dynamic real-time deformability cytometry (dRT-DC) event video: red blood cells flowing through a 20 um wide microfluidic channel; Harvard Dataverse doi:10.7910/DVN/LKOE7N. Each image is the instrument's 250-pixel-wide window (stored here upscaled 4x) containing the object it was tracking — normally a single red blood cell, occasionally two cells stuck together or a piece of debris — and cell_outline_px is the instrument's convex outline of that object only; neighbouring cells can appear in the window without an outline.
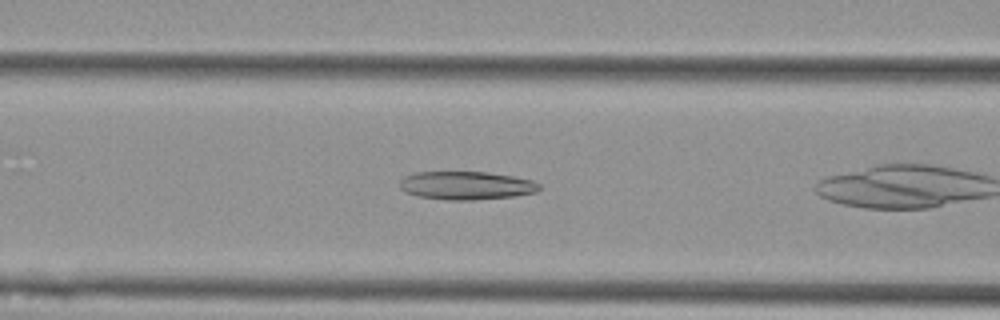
{"species": "Egyptian fruit bat (a non-hibernating species)", "species_latin": "Rousettus aegyptiacus", "temperature_condition": "cold", "stored_images_in_passage": 38, "camera_frame_rate_fps": 3000, "um_per_image_px": 0.085, "animal": {"sex": "female"}, "frame": {"image": 1, "passage_image": 17, "time_ms": 5.333, "image_size_px": [1000, 320], "cell_outline_px": [[540, 188], [536, 192], [516, 196], [472, 200], [448, 200], [420, 196], [404, 192], [400, 188], [400, 180], [404, 176], [416, 172], [488, 172], [512, 176], [532, 180], [540, 184]], "centroid_in_image_um": [39.63, 15.76], "position_along_channel_um": 127.0, "area_um2": 23.0}}
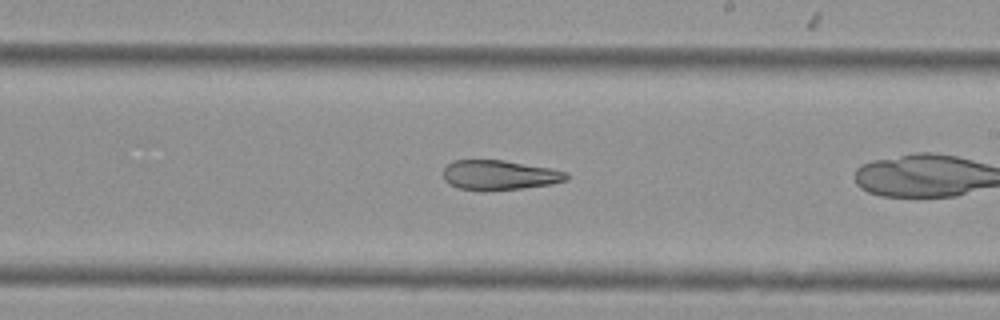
{"frame": {"image": 2, "passage_image": 27, "time_ms": 8.667, "image_size_px": [1000, 320], "cell_outline_px": [[568, 180], [552, 184], [520, 188], [456, 188], [448, 184], [444, 180], [444, 168], [452, 160], [504, 160], [548, 168], [568, 172]], "centroid_in_image_um": [42.46, 14.84], "position_along_channel_um": 246.5, "area_um2": 20.69}}